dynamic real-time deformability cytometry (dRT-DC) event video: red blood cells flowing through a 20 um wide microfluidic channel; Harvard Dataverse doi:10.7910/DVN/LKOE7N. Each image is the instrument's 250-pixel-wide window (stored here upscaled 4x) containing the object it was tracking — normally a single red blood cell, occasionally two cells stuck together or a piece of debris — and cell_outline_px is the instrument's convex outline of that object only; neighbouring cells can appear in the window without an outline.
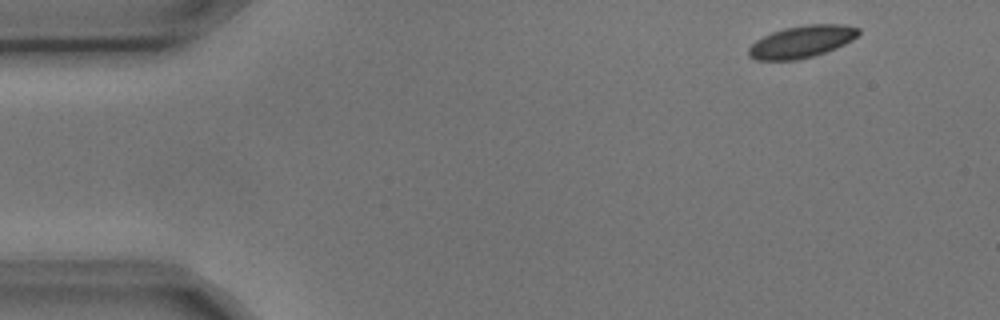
{"species": "common noctule bat (a hibernating species)", "species_latin": "Nyctalus noctula", "temperature_condition": "cold", "stored_images_in_passage": 4, "camera_frame_rate_fps": 3000, "um_per_image_px": 0.085, "animal": {"sex": "male", "body_mass_g": 17.9, "forearm_length_mm": 54.2}, "frame": {"image": 1, "passage_image": 1, "time_ms": 0.0, "image_size_px": [1000, 320], "cell_outline_px": [[860, 32], [852, 40], [836, 48], [800, 60], [756, 60], [748, 56], [748, 48], [756, 40], [772, 32], [784, 28], [808, 24], [844, 24], [860, 28]], "centroid_in_image_um": [68.14, 3.54], "position_along_channel_um": 16.9, "area_um2": 20.58}}
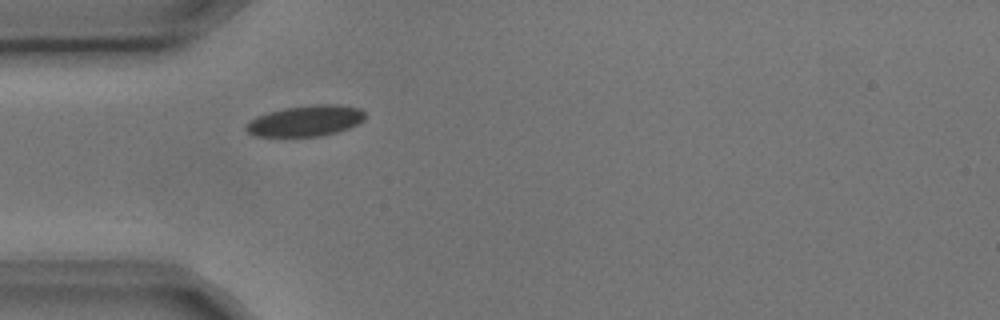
{"frame": {"image": 2, "passage_image": 4, "time_ms": 1.0, "image_size_px": [1000, 320], "cell_outline_px": [[364, 120], [348, 128], [336, 132], [320, 136], [252, 136], [244, 128], [244, 124], [256, 116], [268, 112], [284, 108], [316, 104], [340, 104], [360, 108], [364, 112]], "centroid_in_image_um": [25.94, 10.26], "position_along_channel_um": 59.1, "area_um2": 21.5}}